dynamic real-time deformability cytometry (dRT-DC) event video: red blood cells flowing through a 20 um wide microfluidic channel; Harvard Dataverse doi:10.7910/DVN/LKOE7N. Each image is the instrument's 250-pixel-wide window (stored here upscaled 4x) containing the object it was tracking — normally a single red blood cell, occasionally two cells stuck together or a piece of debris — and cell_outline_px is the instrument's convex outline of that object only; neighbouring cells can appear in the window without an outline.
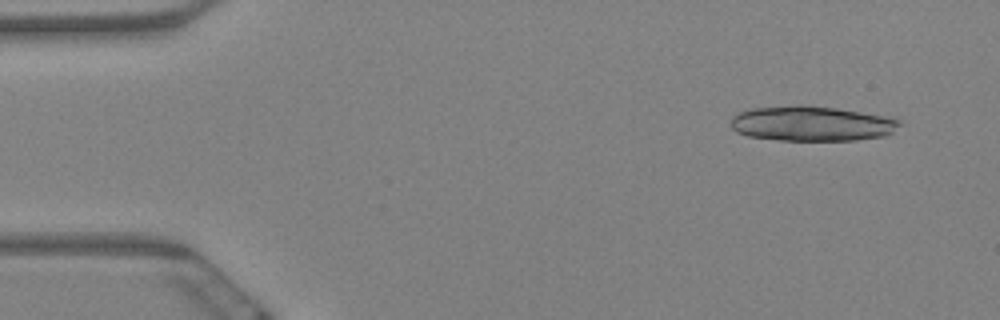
{"species": "Egyptian fruit bat (a non-hibernating species)", "species_latin": "Rousettus aegyptiacus", "temperature_condition": "warm", "stored_images_in_passage": 6, "camera_frame_rate_fps": 3000, "um_per_image_px": 0.085, "animal": {"sex": "female"}, "frame": {"image": 1, "passage_image": 1, "time_ms": 0.0, "image_size_px": [1000, 320], "cell_outline_px": [[900, 124], [888, 136], [856, 140], [780, 140], [748, 136], [736, 132], [732, 128], [732, 116], [740, 112], [752, 108], [796, 104], [804, 104], [836, 108], [892, 116], [900, 120]], "centroid_in_image_um": [69.04, 10.49], "position_along_channel_um": 16.0, "area_um2": 34.85}}